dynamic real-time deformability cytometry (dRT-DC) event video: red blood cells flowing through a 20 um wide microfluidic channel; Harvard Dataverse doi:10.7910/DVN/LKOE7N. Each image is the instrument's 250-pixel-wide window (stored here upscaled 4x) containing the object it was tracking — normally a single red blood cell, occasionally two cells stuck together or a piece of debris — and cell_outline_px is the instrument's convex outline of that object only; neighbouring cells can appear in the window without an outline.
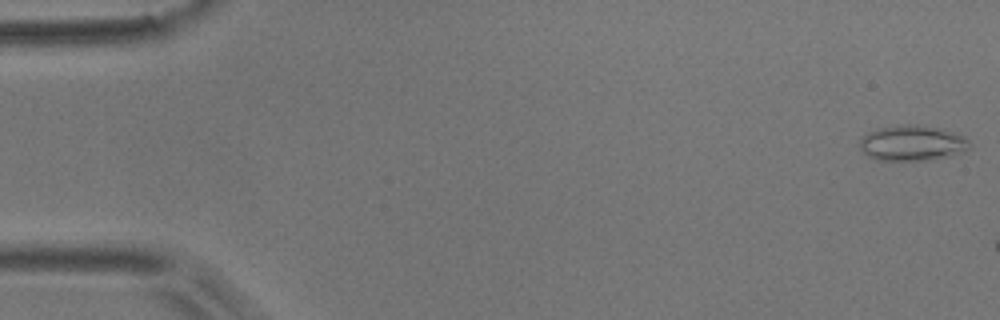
{"species": "common noctule bat (a hibernating species)", "species_latin": "Nyctalus noctula", "temperature_condition": "room temperature", "stored_images_in_passage": 8, "camera_frame_rate_fps": 3000, "um_per_image_px": 0.085, "animal": {"sex": "male", "body_mass_g": 17.9}, "frame": {"image": 1, "passage_image": 1, "time_ms": 0.0, "image_size_px": [1000, 320], "cell_outline_px": [[972, 148], [964, 152], [952, 156], [928, 160], [876, 160], [868, 156], [860, 148], [860, 136], [868, 132], [880, 128], [904, 124], [916, 124], [940, 128], [964, 136], [972, 144]], "centroid_in_image_um": [77.58, 12.16], "position_along_channel_um": 7.4, "area_um2": 23.0}}